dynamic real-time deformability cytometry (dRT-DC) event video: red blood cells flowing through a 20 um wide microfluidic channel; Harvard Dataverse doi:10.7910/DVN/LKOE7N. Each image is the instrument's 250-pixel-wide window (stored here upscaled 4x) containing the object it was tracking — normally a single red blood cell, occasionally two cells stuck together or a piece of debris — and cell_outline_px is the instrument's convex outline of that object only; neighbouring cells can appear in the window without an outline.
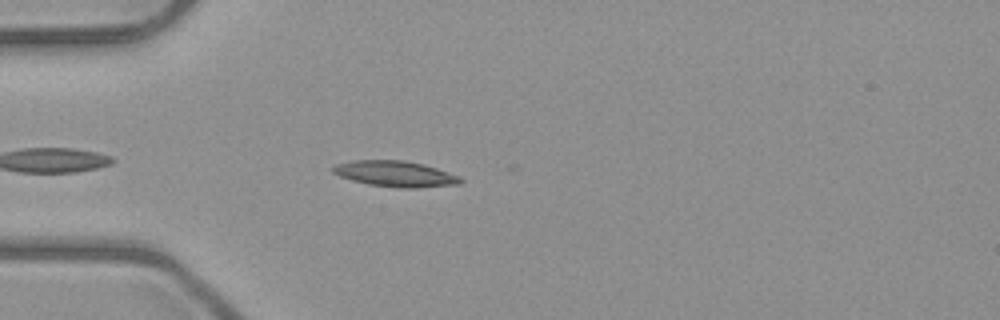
{"species": "common noctule bat (a hibernating species)", "species_latin": "Nyctalus noctula", "temperature_condition": "room temperature", "stored_images_in_passage": 4, "camera_frame_rate_fps": 3000, "um_per_image_px": 0.085, "animal": {"sex": "male", "body_mass_g": 23.1, "forearm_length_mm": 52.7}, "frame": {"image": 1, "passage_image": 3, "time_ms": 3.0, "image_size_px": [1000, 320], "cell_outline_px": [[464, 180], [460, 184], [416, 188], [400, 188], [368, 184], [352, 180], [340, 176], [332, 172], [332, 168], [336, 164], [352, 160], [400, 160], [424, 164], [460, 176]], "centroid_in_image_um": [33.61, 14.78], "position_along_channel_um": 51.4, "area_um2": 19.19}}